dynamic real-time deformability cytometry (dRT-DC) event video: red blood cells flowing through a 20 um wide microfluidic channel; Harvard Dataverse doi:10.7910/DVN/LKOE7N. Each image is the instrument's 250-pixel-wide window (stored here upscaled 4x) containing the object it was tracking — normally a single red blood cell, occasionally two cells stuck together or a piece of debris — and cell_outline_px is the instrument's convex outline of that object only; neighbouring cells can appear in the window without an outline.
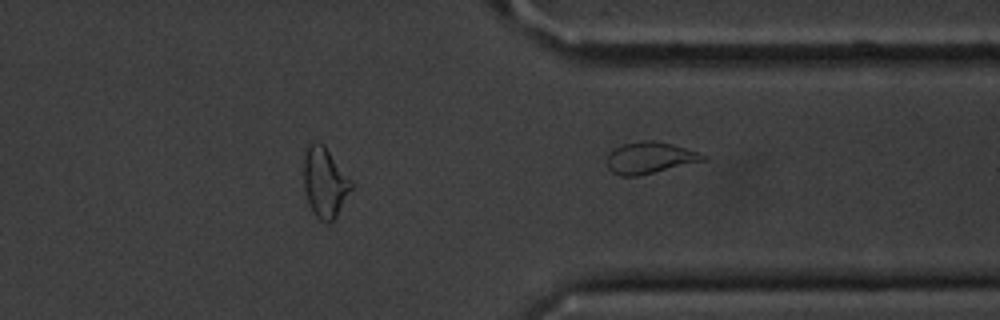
{"species": "common noctule bat (a hibernating species)", "species_latin": "Nyctalus noctula", "temperature_condition": "cold", "stored_images_in_passage": 45, "segment_of_instrument_passage": [2, 2], "camera_frame_rate_fps": 3000, "um_per_image_px": 0.085, "animal": {"sex": "male", "body_mass_g": 20.1, "forearm_length_mm": 53.5}, "frame": {"image": 1, "passage_image": 45, "time_ms": 14.667, "image_size_px": [1000, 320], "cell_outline_px": [[708, 160], [636, 176], [620, 176], [612, 172], [608, 168], [608, 152], [612, 148], [624, 144], [644, 140], [652, 140], [672, 144], [700, 152], [708, 156]], "centroid_in_image_um": [55.26, 13.41], "position_along_channel_um": 356.1, "area_um2": 17.74}}